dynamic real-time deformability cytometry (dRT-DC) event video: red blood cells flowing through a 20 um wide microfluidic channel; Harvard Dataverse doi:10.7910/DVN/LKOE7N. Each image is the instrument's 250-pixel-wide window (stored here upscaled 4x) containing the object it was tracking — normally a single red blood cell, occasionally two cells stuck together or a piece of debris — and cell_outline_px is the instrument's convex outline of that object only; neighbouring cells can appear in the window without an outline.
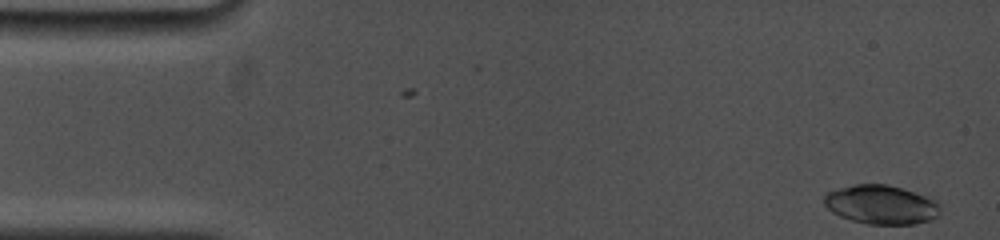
{"species": "common noctule bat (a hibernating species)", "species_latin": "Nyctalus noctula", "temperature_condition": "cold", "stored_images_in_passage": 2, "camera_frame_rate_fps": 5000, "um_per_image_px": 0.085, "animal": {"sex": "female", "body_mass_g": 19.0, "forearm_length_mm": 53.3}, "frame": {"image": 1, "passage_image": 2, "time_ms": 0.4, "image_size_px": [1000, 240], "cell_outline_px": [[940, 212], [932, 220], [916, 224], [868, 224], [852, 220], [840, 216], [832, 212], [824, 204], [824, 196], [828, 192], [840, 188], [856, 184], [888, 184], [936, 200], [940, 204]], "centroid_in_image_um": [74.91, 17.4], "position_along_channel_um": 10.1, "area_um2": 26.24}}